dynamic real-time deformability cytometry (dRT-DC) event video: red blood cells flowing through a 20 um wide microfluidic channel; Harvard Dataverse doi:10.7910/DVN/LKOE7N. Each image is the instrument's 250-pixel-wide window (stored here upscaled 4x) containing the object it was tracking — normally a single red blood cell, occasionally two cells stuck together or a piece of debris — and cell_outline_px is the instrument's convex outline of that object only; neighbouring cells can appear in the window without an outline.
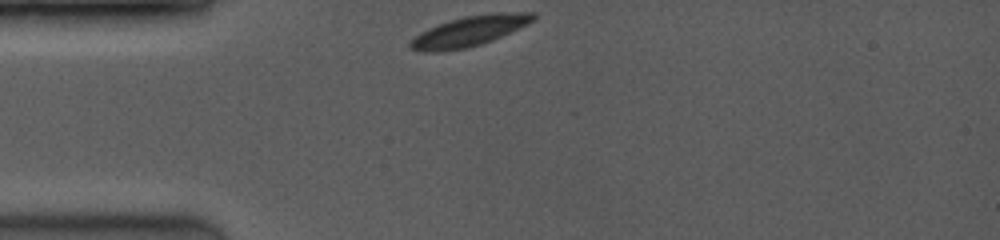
{"species": "common noctule bat (a hibernating species)", "species_latin": "Nyctalus noctula", "temperature_condition": "room temperature", "stored_images_in_passage": 5, "camera_frame_rate_fps": 3500, "um_per_image_px": 0.085, "animal": {"sex": "female", "body_mass_g": 19.0, "forearm_length_mm": 53.3}, "frame": {"image": 1, "passage_image": 1, "time_ms": 0.0, "image_size_px": [1000, 240], "cell_outline_px": [[536, 20], [520, 28], [492, 40], [480, 44], [464, 48], [440, 52], [420, 52], [408, 48], [408, 44], [420, 32], [428, 28], [464, 16], [496, 12], [536, 12]], "centroid_in_image_um": [39.92, 2.64], "position_along_channel_um": 45.1, "area_um2": 21.68}}
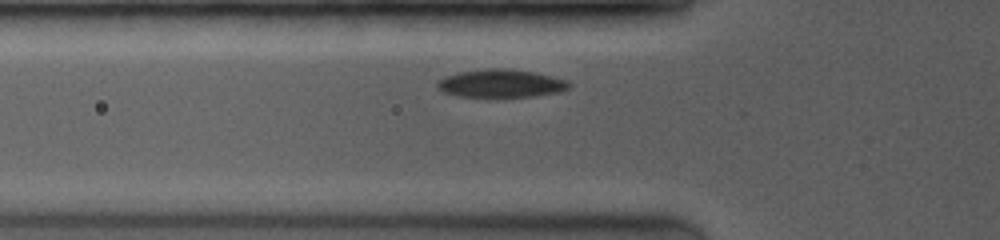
{"frame": {"image": 2, "passage_image": 3, "time_ms": 1.429, "image_size_px": [1000, 240], "cell_outline_px": [[572, 84], [568, 88], [560, 92], [532, 96], [500, 100], [488, 100], [456, 96], [444, 92], [436, 84], [436, 80], [444, 76], [460, 72], [488, 68], [508, 68], [536, 72], [568, 80]], "centroid_in_image_um": [42.56, 7.14], "position_along_channel_um": 83.2, "area_um2": 22.77}}